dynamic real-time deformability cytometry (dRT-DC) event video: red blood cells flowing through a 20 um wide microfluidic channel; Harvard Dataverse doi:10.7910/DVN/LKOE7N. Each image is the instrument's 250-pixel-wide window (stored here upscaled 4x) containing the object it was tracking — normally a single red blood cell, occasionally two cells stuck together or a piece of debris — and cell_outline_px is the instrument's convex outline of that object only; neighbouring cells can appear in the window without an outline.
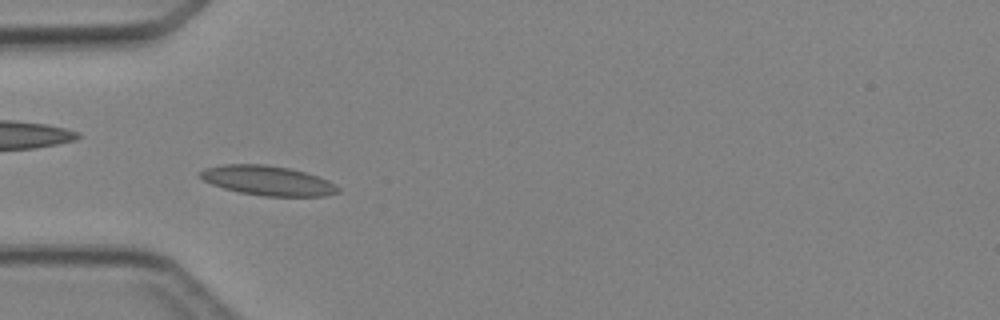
{"species": "Egyptian fruit bat (a non-hibernating species)", "species_latin": "Rousettus aegyptiacus", "temperature_condition": "cold", "stored_images_in_passage": 7, "camera_frame_rate_fps": 3000, "um_per_image_px": 0.085, "animal": {"sex": "female"}, "frame": {"image": 1, "passage_image": 5, "time_ms": 4.667, "image_size_px": [1000, 320], "cell_outline_px": [[340, 192], [324, 196], [264, 196], [240, 192], [224, 188], [212, 184], [204, 180], [196, 172], [204, 168], [224, 164], [264, 164], [288, 168], [304, 172], [328, 180], [340, 188]], "centroid_in_image_um": [22.73, 15.34], "position_along_channel_um": 62.3, "area_um2": 23.7}}
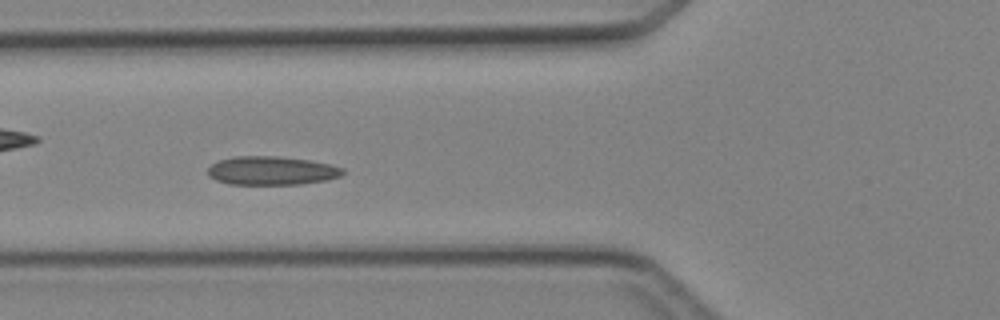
{"frame": {"image": 2, "passage_image": 6, "time_ms": 5.667, "image_size_px": [1000, 320], "cell_outline_px": [[344, 172], [340, 176], [328, 180], [300, 184], [228, 184], [216, 180], [208, 176], [208, 168], [212, 164], [220, 160], [232, 156], [276, 156], [308, 160], [328, 164], [344, 168]], "centroid_in_image_um": [23.07, 14.51], "position_along_channel_um": 102.7, "area_um2": 22.48}}
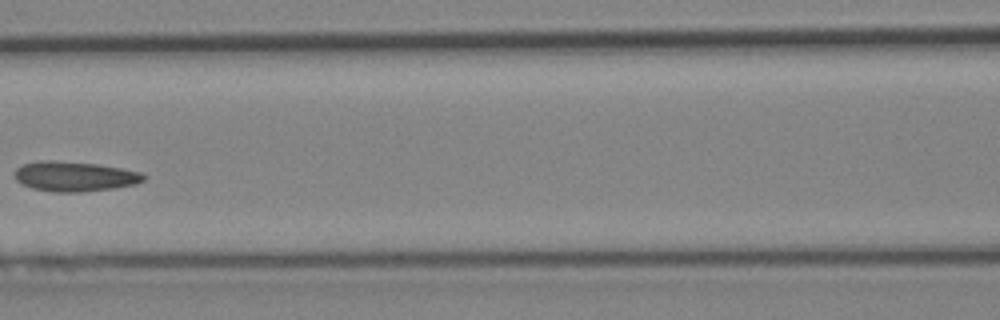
{"frame": {"image": 3, "passage_image": 7, "time_ms": 7.0, "image_size_px": [1000, 320], "cell_outline_px": [[144, 180], [136, 184], [112, 188], [80, 192], [56, 192], [32, 188], [20, 184], [16, 180], [16, 168], [24, 164], [40, 160], [52, 160], [96, 164], [120, 168], [140, 172], [144, 176]], "centroid_in_image_um": [6.31, 14.99], "position_along_channel_um": 160.3, "area_um2": 22.25}}